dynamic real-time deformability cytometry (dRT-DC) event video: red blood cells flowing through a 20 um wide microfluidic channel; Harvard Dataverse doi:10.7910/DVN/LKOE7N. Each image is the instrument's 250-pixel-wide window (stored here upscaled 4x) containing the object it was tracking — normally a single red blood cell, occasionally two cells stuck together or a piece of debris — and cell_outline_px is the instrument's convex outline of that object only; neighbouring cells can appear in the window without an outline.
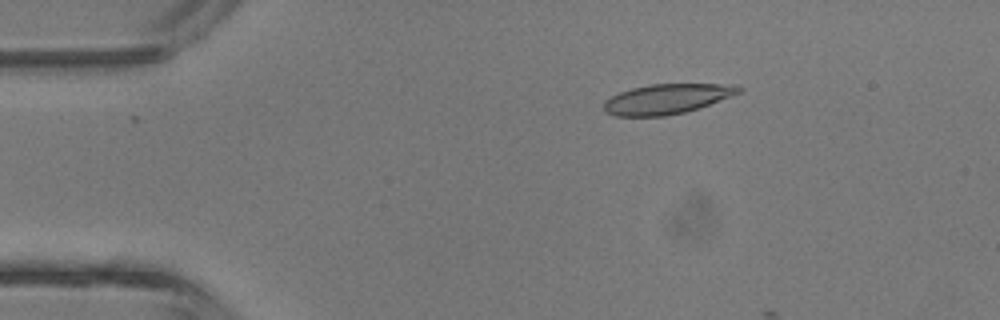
{"species": "common noctule bat (a hibernating species)", "species_latin": "Nyctalus noctula", "temperature_condition": "room temperature", "stored_images_in_passage": 2, "camera_frame_rate_fps": 3000, "um_per_image_px": 0.085, "animal": {"sex": "male", "body_mass_g": 13.3}, "frame": {"image": 1, "passage_image": 2, "time_ms": 2.0, "image_size_px": [1000, 320], "cell_outline_px": [[744, 88], [740, 92], [700, 108], [684, 112], [664, 116], [616, 116], [604, 112], [604, 100], [620, 92], [632, 88], [652, 84], [736, 84]], "centroid_in_image_um": [56.69, 8.41], "position_along_channel_um": 28.3, "area_um2": 23.52}}